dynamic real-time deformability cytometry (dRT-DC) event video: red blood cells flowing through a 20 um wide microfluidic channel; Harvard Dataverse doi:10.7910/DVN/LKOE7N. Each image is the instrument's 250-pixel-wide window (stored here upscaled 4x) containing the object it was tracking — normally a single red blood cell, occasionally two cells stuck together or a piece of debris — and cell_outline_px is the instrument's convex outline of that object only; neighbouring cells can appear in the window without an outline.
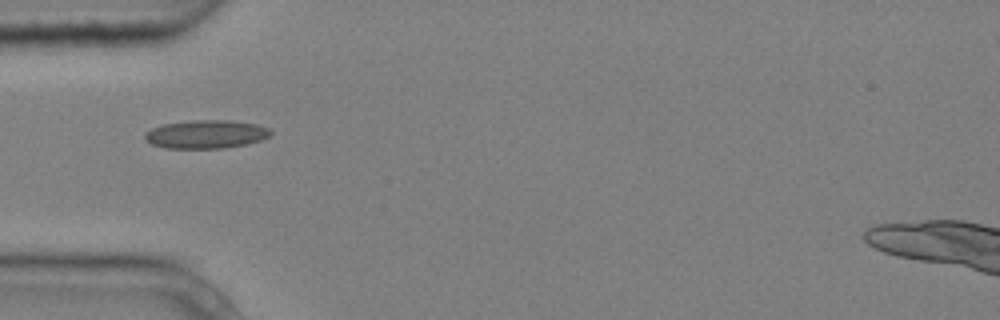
{"species": "common noctule bat (a hibernating species)", "species_latin": "Nyctalus noctula", "temperature_condition": "cold", "stored_images_in_passage": 3, "camera_frame_rate_fps": 3000, "um_per_image_px": 0.085, "animal": {"sex": "male", "body_mass_g": 20.4}, "frame": {"image": 1, "passage_image": 1, "time_ms": 0.0, "image_size_px": [1000, 320], "cell_outline_px": [[272, 132], [268, 136], [260, 140], [248, 144], [224, 148], [164, 148], [152, 144], [144, 140], [144, 136], [152, 128], [164, 124], [192, 120], [228, 120], [256, 124], [272, 128]], "centroid_in_image_um": [17.53, 11.41], "position_along_channel_um": 67.5, "area_um2": 20.81}}
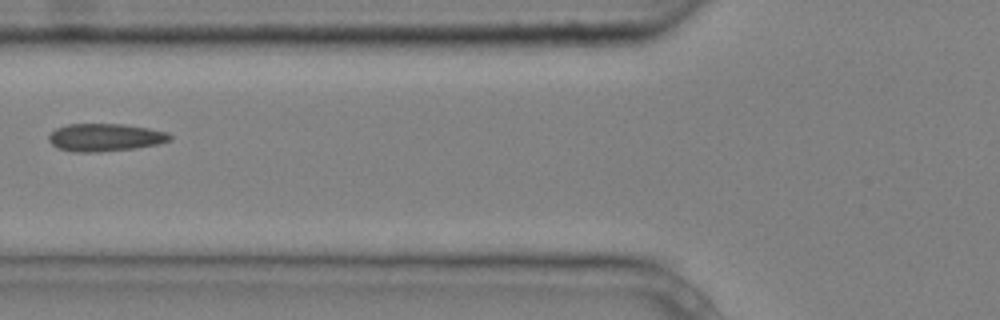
{"frame": {"image": 2, "passage_image": 2, "time_ms": 0.333, "image_size_px": [1000, 320], "cell_outline_px": [[172, 140], [156, 144], [136, 148], [100, 152], [72, 152], [56, 148], [48, 140], [48, 136], [56, 128], [68, 124], [124, 124], [148, 128], [168, 132], [172, 136]], "centroid_in_image_um": [8.92, 11.68], "position_along_channel_um": 116.9, "area_um2": 19.71}}